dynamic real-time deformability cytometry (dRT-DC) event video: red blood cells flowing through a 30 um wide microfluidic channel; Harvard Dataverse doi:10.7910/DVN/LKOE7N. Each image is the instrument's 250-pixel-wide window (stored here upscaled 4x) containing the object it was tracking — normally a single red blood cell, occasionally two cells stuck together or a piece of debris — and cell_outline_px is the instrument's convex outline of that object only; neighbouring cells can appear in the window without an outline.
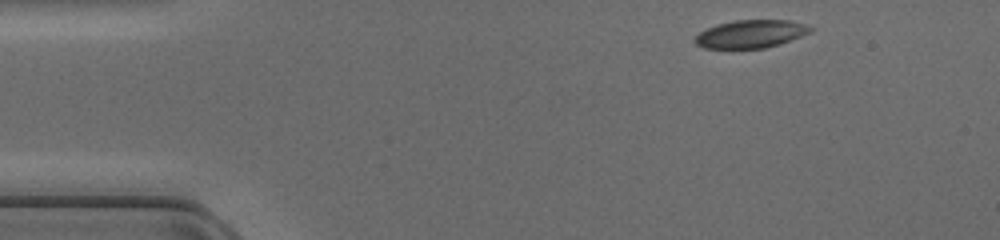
{"species": "common noctule bat (a hibernating species)", "species_latin": "Nyctalus noctula", "temperature_condition": "cold", "stored_images_in_passage": 42, "camera_frame_rate_fps": 3000, "um_per_image_px": 0.085, "animal": {"sex": "female", "body_mass_g": 17.0, "forearm_length_mm": 48.0}, "frame": {"image": 1, "passage_image": 1, "time_ms": 0.0, "image_size_px": [1000, 240], "cell_outline_px": [[812, 32], [764, 48], [704, 48], [696, 44], [692, 40], [700, 32], [716, 24], [736, 20], [788, 20], [804, 24], [812, 28]], "centroid_in_image_um": [63.77, 2.88], "position_along_channel_um": 21.2, "area_um2": 18.5}}
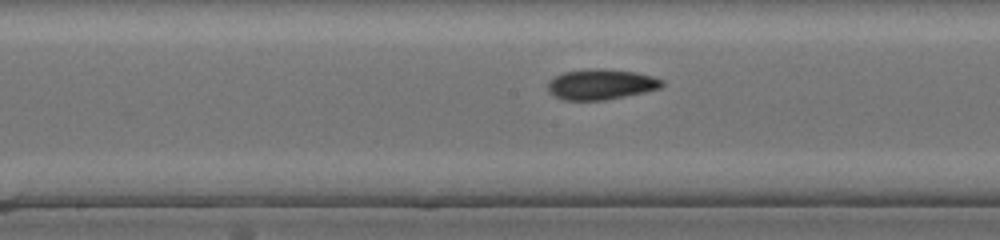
{"frame": {"image": 2, "passage_image": 19, "time_ms": 6.0, "image_size_px": [1000, 240], "cell_outline_px": [[664, 84], [660, 88], [644, 92], [604, 100], [564, 100], [556, 96], [548, 88], [548, 80], [564, 72], [596, 68], [604, 68], [636, 72], [652, 76], [664, 80]], "centroid_in_image_um": [51.11, 7.16], "position_along_channel_um": 197.1, "area_um2": 20.11}}
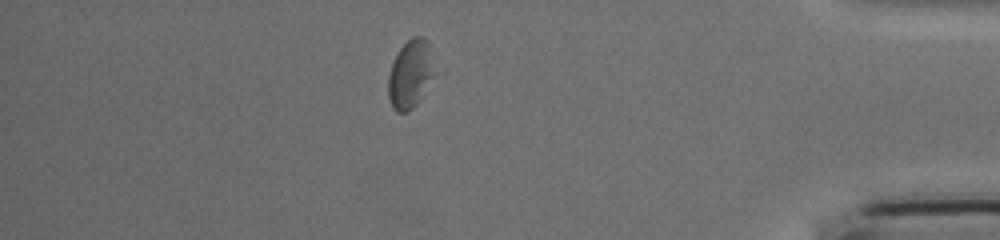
{"frame": {"image": 3, "passage_image": 36, "time_ms": 11.667, "image_size_px": [1000, 240], "cell_outline_px": [[444, 72], [416, 104], [408, 112], [396, 112], [392, 108], [388, 96], [388, 76], [392, 64], [400, 48], [412, 36], [424, 36], [428, 40], [444, 68]], "centroid_in_image_um": [35.09, 6.25], "position_along_channel_um": 400.1, "area_um2": 20.52}}